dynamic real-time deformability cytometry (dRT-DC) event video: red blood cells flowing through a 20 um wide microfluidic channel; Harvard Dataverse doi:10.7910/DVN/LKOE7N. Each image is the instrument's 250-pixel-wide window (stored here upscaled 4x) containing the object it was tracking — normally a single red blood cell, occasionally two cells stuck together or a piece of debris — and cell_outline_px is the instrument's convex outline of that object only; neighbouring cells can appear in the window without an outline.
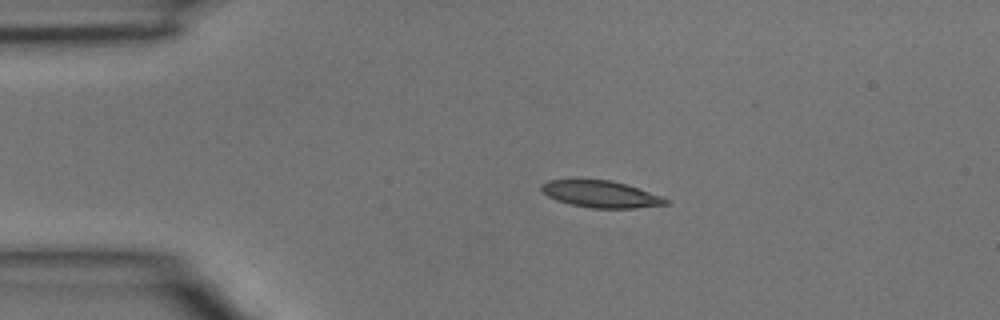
{"species": "common noctule bat (a hibernating species)", "species_latin": "Nyctalus noctula", "temperature_condition": "room temperature", "stored_images_in_passage": 14, "camera_frame_rate_fps": 3000, "um_per_image_px": 0.085, "animal": {"sex": "male", "body_mass_g": 15.6}, "frame": {"image": 1, "passage_image": 10, "time_ms": 3.0, "image_size_px": [1000, 320], "cell_outline_px": [[668, 204], [636, 208], [592, 208], [572, 204], [556, 200], [548, 196], [540, 188], [540, 184], [548, 180], [612, 180], [660, 196], [668, 200]], "centroid_in_image_um": [51.03, 16.5], "position_along_channel_um": 34.0, "area_um2": 19.02}}